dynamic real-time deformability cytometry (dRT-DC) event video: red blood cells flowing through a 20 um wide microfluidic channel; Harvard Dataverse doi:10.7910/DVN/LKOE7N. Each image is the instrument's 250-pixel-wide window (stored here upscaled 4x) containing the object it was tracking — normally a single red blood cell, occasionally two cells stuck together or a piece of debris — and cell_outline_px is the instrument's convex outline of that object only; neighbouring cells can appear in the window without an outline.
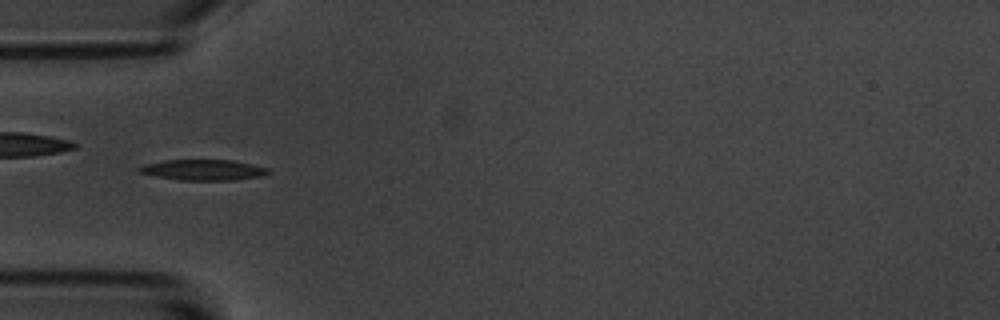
{"species": "common noctule bat (a hibernating species)", "species_latin": "Nyctalus noctula", "temperature_condition": "room temperature", "stored_images_in_passage": 7, "camera_frame_rate_fps": 3000, "um_per_image_px": 0.085, "animal": {"sex": "male", "body_mass_g": 20.1, "forearm_length_mm": 53.5}, "frame": {"image": 1, "passage_image": 5, "time_ms": 5.0, "image_size_px": [1000, 320], "cell_outline_px": [[272, 172], [264, 176], [236, 180], [180, 180], [156, 176], [140, 172], [136, 168], [144, 164], [164, 160], [232, 160], [252, 164], [268, 168]], "centroid_in_image_um": [17.32, 14.44], "position_along_channel_um": 67.7, "area_um2": 15.66}}
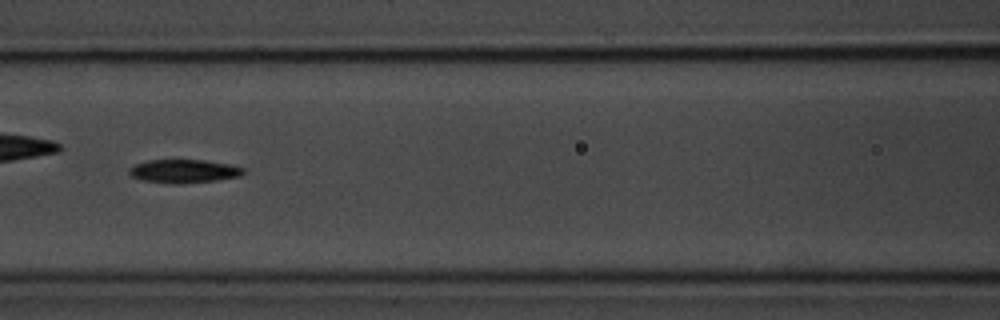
{"frame": {"image": 2, "passage_image": 7, "time_ms": 7.333, "image_size_px": [1000, 320], "cell_outline_px": [[244, 172], [240, 176], [216, 180], [176, 184], [172, 184], [144, 180], [132, 176], [128, 172], [136, 164], [148, 160], [204, 160], [232, 164], [244, 168]], "centroid_in_image_um": [15.67, 14.54], "position_along_channel_um": 150.9, "area_um2": 15.43}}